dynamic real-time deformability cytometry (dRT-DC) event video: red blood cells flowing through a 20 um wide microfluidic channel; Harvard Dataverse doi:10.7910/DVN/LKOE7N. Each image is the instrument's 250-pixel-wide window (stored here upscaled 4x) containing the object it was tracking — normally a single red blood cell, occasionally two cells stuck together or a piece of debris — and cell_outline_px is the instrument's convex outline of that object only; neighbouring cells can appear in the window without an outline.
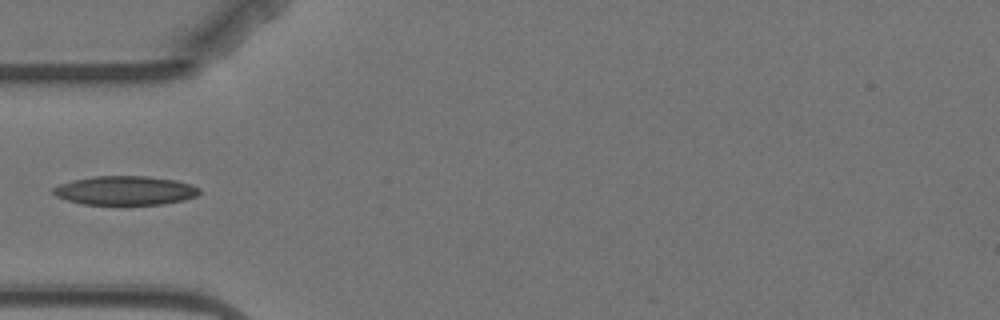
{"species": "Egyptian fruit bat (a non-hibernating species)", "species_latin": "Rousettus aegyptiacus", "temperature_condition": "warm", "stored_images_in_passage": 5, "camera_frame_rate_fps": 3000, "um_per_image_px": 0.085, "animal": {"sex": "female"}, "frame": {"image": 1, "passage_image": 5, "time_ms": 5.0, "image_size_px": [1000, 320], "cell_outline_px": [[200, 192], [196, 196], [184, 200], [164, 204], [120, 208], [84, 204], [68, 200], [56, 196], [52, 192], [52, 188], [60, 184], [72, 180], [92, 176], [144, 176], [176, 180], [192, 184], [200, 188]], "centroid_in_image_um": [10.64, 16.24], "position_along_channel_um": 74.4, "area_um2": 25.84}}